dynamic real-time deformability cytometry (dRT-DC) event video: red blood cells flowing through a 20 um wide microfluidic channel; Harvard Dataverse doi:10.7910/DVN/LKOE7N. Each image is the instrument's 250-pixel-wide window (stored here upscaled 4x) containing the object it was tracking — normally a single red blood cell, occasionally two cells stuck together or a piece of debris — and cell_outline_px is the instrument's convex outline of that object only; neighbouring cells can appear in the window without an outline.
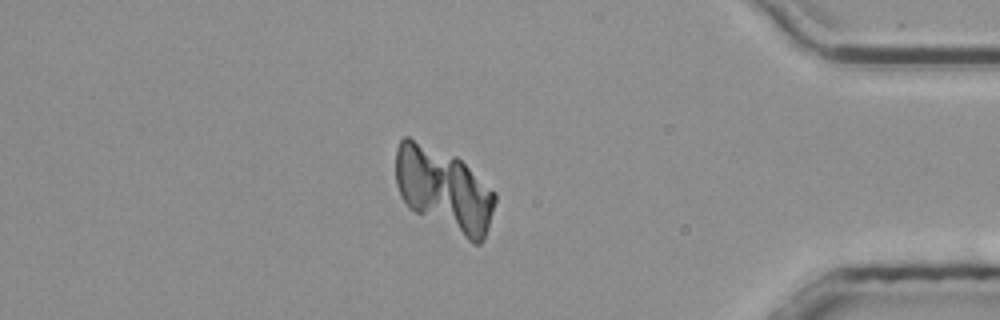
{"species": "common noctule bat (a hibernating species)", "species_latin": "Nyctalus noctula", "temperature_condition": "room temperature", "stored_images_in_passage": 52, "camera_frame_rate_fps": 3000, "um_per_image_px": 0.085, "animal": {"sex": "male", "body_mass_g": 20.4}, "frame": {"image": 1, "passage_image": 45, "time_ms": 14.667, "image_size_px": [1000, 320], "cell_outline_px": [[496, 200], [488, 228], [484, 240], [480, 244], [472, 244], [408, 208], [400, 196], [396, 184], [396, 148], [400, 140], [404, 136], [408, 136], [456, 156], [496, 192]], "centroid_in_image_um": [37.72, 16.14], "position_along_channel_um": 397.5, "area_um2": 48.9}}